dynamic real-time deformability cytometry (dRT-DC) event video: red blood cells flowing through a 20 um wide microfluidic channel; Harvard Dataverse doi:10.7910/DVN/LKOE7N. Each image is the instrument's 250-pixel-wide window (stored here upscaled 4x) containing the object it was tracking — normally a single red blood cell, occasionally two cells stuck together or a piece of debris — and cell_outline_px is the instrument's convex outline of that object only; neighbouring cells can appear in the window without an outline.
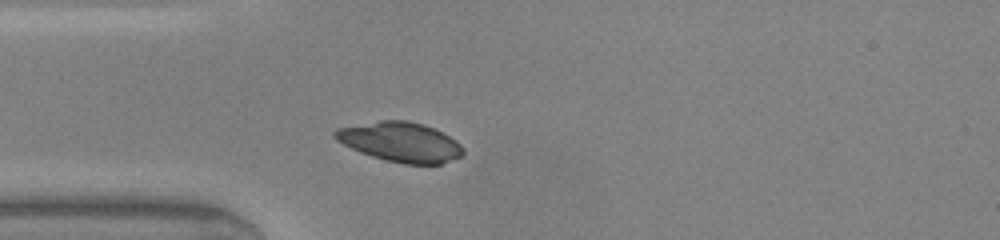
{"species": "common noctule bat (a hibernating species)", "species_latin": "Nyctalus noctula", "temperature_condition": "warm", "stored_images_in_passage": 36, "camera_frame_rate_fps": 3000, "um_per_image_px": 0.085, "animal": {"sex": "male", "body_mass_g": 20.0, "forearm_length_mm": 53.3}, "frame": {"image": 1, "passage_image": 1, "time_ms": 0.0, "image_size_px": [1000, 240], "cell_outline_px": [[464, 152], [460, 156], [440, 164], [404, 164], [384, 160], [360, 152], [336, 140], [332, 136], [332, 132], [336, 128], [380, 120], [408, 120], [424, 124], [456, 140], [464, 148]], "centroid_in_image_um": [34.0, 12.06], "position_along_channel_um": 51.0, "area_um2": 29.59}}
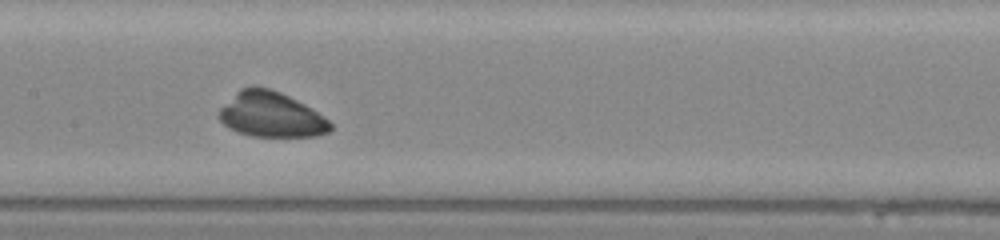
{"frame": {"image": 2, "passage_image": 11, "time_ms": 3.333, "image_size_px": [1000, 240], "cell_outline_px": [[332, 128], [328, 132], [316, 136], [252, 136], [228, 128], [216, 116], [220, 108], [240, 88], [252, 84], [268, 88], [280, 92], [304, 104], [324, 116], [332, 124]], "centroid_in_image_um": [23.01, 9.73], "position_along_channel_um": 184.4, "area_um2": 29.3}}
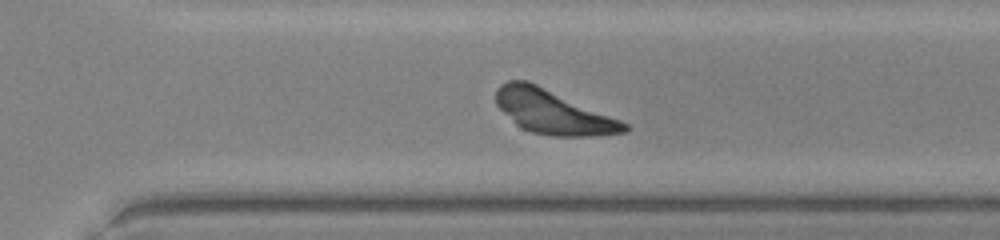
{"frame": {"image": 3, "passage_image": 21, "time_ms": 6.667, "image_size_px": [1000, 240], "cell_outline_px": [[628, 132], [592, 136], [552, 136], [532, 132], [520, 128], [496, 104], [496, 88], [500, 84], [508, 80], [528, 80], [620, 120], [628, 124]], "centroid_in_image_um": [46.98, 9.51], "position_along_channel_um": 323.6, "area_um2": 32.6}}